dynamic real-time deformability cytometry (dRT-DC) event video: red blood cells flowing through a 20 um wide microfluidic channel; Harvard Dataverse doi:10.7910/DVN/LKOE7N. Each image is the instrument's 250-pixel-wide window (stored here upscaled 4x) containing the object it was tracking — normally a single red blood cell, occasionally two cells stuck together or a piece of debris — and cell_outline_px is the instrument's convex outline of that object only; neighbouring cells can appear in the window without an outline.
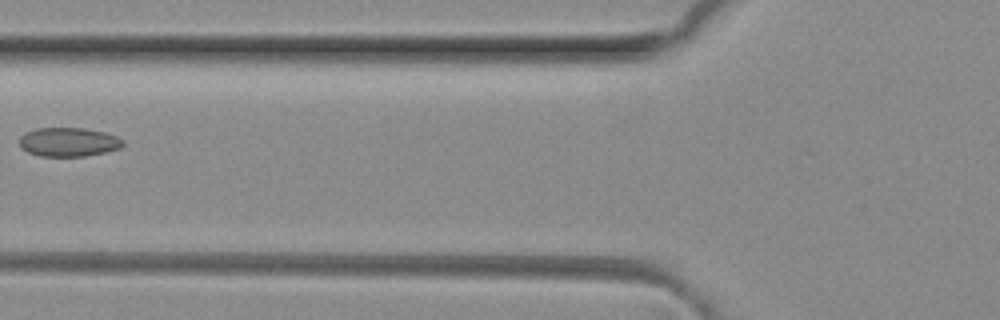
{"species": "common noctule bat (a hibernating species)", "species_latin": "Nyctalus noctula", "temperature_condition": "room temperature", "stored_images_in_passage": 6, "camera_frame_rate_fps": 3000, "um_per_image_px": 0.085, "animal": {"sex": "female", "body_mass_g": 29.2, "forearm_length_mm": 56.3}, "frame": {"image": 1, "passage_image": 5, "time_ms": 1.333, "image_size_px": [1000, 320], "cell_outline_px": [[124, 144], [120, 148], [104, 152], [84, 156], [40, 156], [28, 152], [20, 148], [20, 136], [24, 132], [36, 128], [84, 128], [104, 132], [116, 136], [124, 140]], "centroid_in_image_um": [5.8, 12.06], "position_along_channel_um": 120.0, "area_um2": 17.51}}
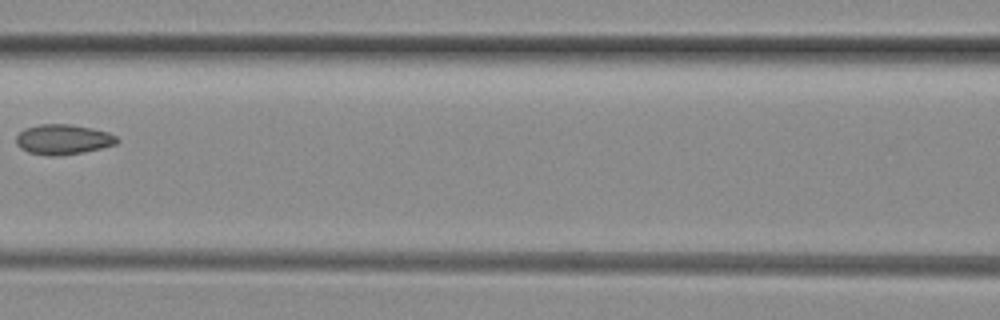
{"frame": {"image": 2, "passage_image": 6, "time_ms": 1.667, "image_size_px": [1000, 320], "cell_outline_px": [[120, 140], [116, 144], [84, 152], [60, 156], [48, 156], [28, 152], [20, 148], [16, 144], [16, 136], [24, 128], [40, 124], [72, 124], [92, 128], [108, 132], [116, 136]], "centroid_in_image_um": [5.35, 11.85], "position_along_channel_um": 161.2, "area_um2": 17.86}}